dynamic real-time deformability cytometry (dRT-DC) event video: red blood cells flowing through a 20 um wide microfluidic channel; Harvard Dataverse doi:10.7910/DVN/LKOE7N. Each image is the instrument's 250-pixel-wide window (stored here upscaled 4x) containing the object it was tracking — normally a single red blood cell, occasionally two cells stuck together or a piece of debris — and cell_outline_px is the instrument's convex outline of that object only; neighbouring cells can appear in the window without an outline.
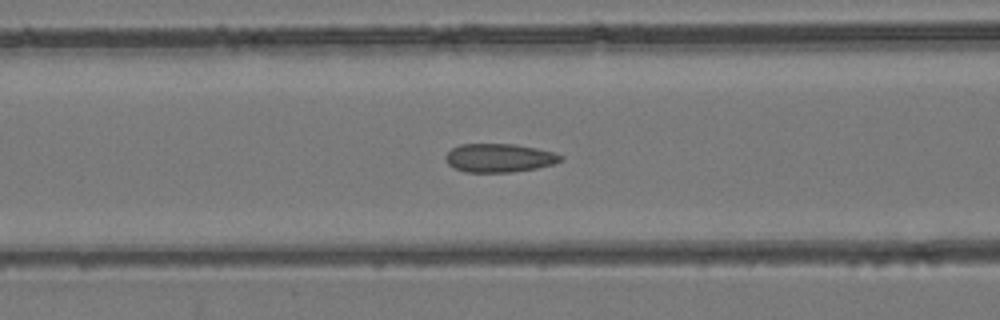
{"species": "common noctule bat (a hibernating species)", "species_latin": "Nyctalus noctula", "temperature_condition": "room temperature", "stored_images_in_passage": 48, "camera_frame_rate_fps": 3000, "um_per_image_px": 0.085, "animal": {"sex": "female", "body_mass_g": 24.6, "forearm_length_mm": 56.2}, "frame": {"image": 1, "passage_image": 20, "time_ms": 6.333, "image_size_px": [1000, 320], "cell_outline_px": [[564, 160], [556, 164], [536, 168], [512, 172], [464, 172], [452, 168], [448, 164], [444, 156], [452, 148], [460, 144], [516, 144], [536, 148], [552, 152], [564, 156]], "centroid_in_image_um": [42.44, 13.43], "position_along_channel_um": 124.2, "area_um2": 19.36}}
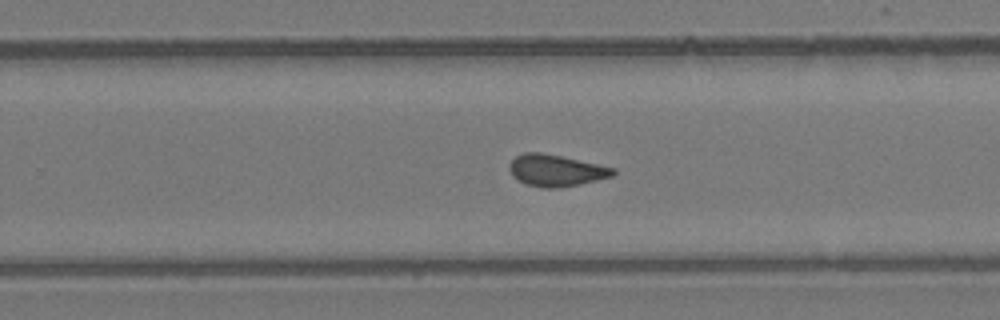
{"frame": {"image": 2, "passage_image": 31, "time_ms": 10.0, "image_size_px": [1000, 320], "cell_outline_px": [[616, 172], [612, 176], [580, 184], [560, 188], [540, 188], [524, 184], [512, 176], [508, 168], [508, 164], [516, 156], [524, 152], [540, 152], [560, 156], [616, 168]], "centroid_in_image_um": [47.21, 14.5], "position_along_channel_um": 282.6, "area_um2": 19.25}}
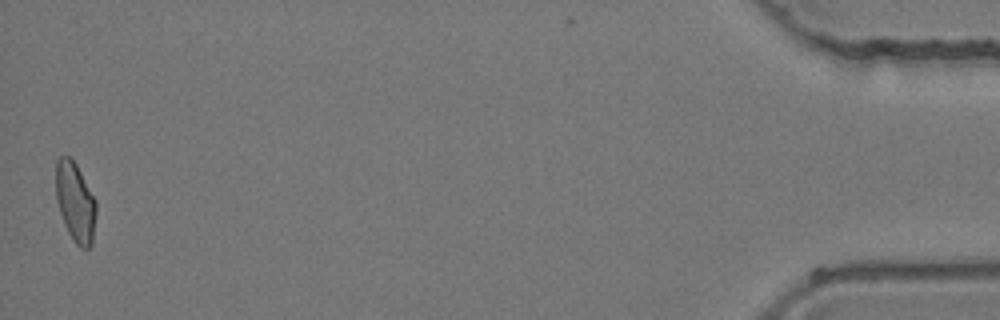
{"frame": {"image": 3, "passage_image": 48, "time_ms": 15.667, "image_size_px": [1000, 320], "cell_outline_px": [[96, 212], [92, 244], [88, 248], [80, 248], [72, 240], [64, 224], [56, 200], [56, 160], [60, 156], [72, 156], [96, 200]], "centroid_in_image_um": [6.4, 17.16], "position_along_channel_um": 428.8, "area_um2": 18.84}}